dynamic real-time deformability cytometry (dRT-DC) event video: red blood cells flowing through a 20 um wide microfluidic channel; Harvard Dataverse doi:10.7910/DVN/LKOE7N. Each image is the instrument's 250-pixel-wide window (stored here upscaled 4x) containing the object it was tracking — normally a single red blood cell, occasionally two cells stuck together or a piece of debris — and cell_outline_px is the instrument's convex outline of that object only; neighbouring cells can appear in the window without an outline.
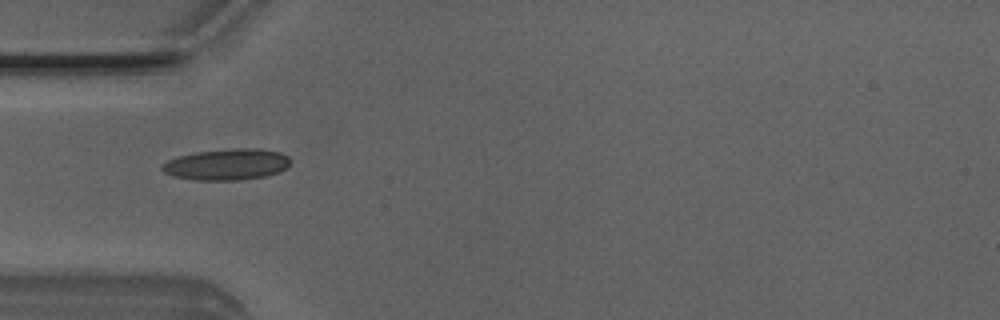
{"species": "Egyptian fruit bat (a non-hibernating species)", "species_latin": "Rousettus aegyptiacus", "temperature_condition": "room temperature", "stored_images_in_passage": 20, "camera_frame_rate_fps": 3000, "um_per_image_px": 0.085, "animal": {"sex": "male"}, "frame": {"image": 1, "passage_image": 1, "time_ms": 0.0, "image_size_px": [1000, 320], "cell_outline_px": [[292, 160], [288, 168], [280, 172], [264, 176], [240, 180], [196, 180], [172, 176], [164, 172], [160, 168], [160, 164], [168, 160], [180, 156], [196, 152], [232, 148], [260, 148], [280, 152], [288, 156]], "centroid_in_image_um": [19.31, 13.97], "position_along_channel_um": 65.7, "area_um2": 23.64}}